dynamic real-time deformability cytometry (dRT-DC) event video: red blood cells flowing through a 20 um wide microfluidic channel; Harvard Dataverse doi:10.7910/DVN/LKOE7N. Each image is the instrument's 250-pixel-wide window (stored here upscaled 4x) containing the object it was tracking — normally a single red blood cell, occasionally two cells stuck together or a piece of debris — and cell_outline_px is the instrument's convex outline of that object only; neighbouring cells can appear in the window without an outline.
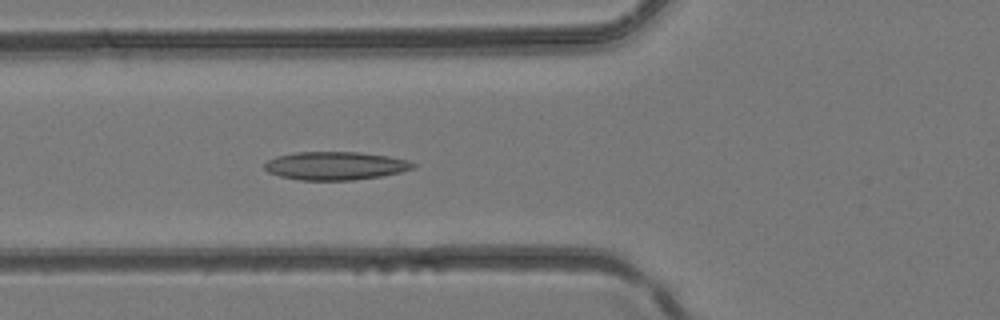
{"species": "common noctule bat (a hibernating species)", "species_latin": "Nyctalus noctula", "temperature_condition": "room temperature", "stored_images_in_passage": 31, "camera_frame_rate_fps": 3000, "um_per_image_px": 0.085, "animal": {"sex": "female", "body_mass_g": 24.6, "forearm_length_mm": 56.2}, "frame": {"image": 1, "passage_image": 7, "time_ms": 2.0, "image_size_px": [1000, 320], "cell_outline_px": [[416, 168], [400, 172], [380, 176], [352, 180], [300, 180], [280, 176], [268, 172], [264, 168], [264, 164], [268, 160], [276, 156], [296, 152], [360, 152], [388, 156], [408, 160], [416, 164]], "centroid_in_image_um": [28.51, 14.09], "position_along_channel_um": 97.3, "area_um2": 24.45}}
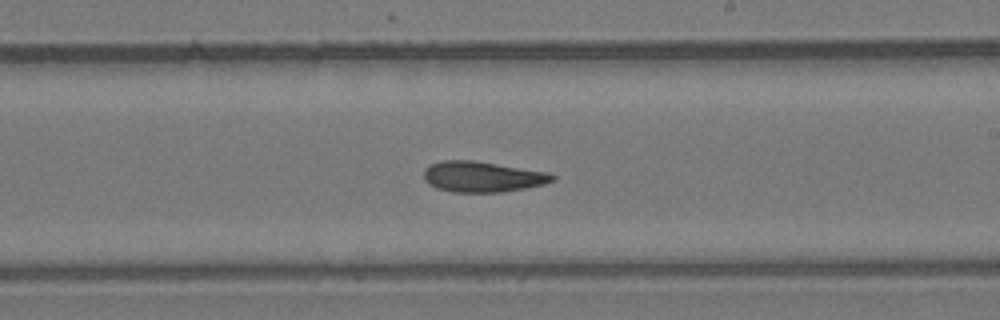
{"frame": {"image": 2, "passage_image": 16, "time_ms": 5.0, "image_size_px": [1000, 320], "cell_outline_px": [[556, 180], [544, 184], [524, 188], [500, 192], [452, 192], [436, 188], [428, 184], [424, 180], [424, 168], [428, 164], [440, 160], [472, 160], [552, 172], [556, 176]], "centroid_in_image_um": [41.0, 15.01], "position_along_channel_um": 248.0, "area_um2": 23.35}}
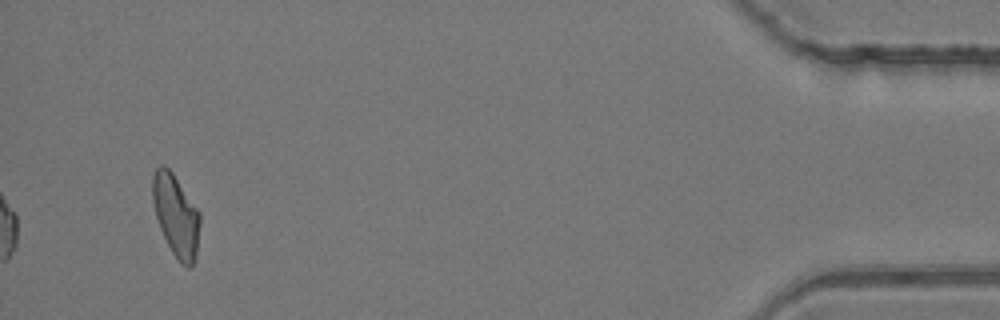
{"frame": {"image": 3, "passage_image": 31, "time_ms": 10.0, "image_size_px": [1000, 320], "cell_outline_px": [[200, 224], [196, 260], [188, 268], [180, 264], [172, 252], [160, 228], [156, 216], [152, 200], [152, 176], [156, 168], [160, 164], [164, 164], [172, 172], [200, 212]], "centroid_in_image_um": [14.96, 18.32], "position_along_channel_um": 420.2, "area_um2": 22.72}}